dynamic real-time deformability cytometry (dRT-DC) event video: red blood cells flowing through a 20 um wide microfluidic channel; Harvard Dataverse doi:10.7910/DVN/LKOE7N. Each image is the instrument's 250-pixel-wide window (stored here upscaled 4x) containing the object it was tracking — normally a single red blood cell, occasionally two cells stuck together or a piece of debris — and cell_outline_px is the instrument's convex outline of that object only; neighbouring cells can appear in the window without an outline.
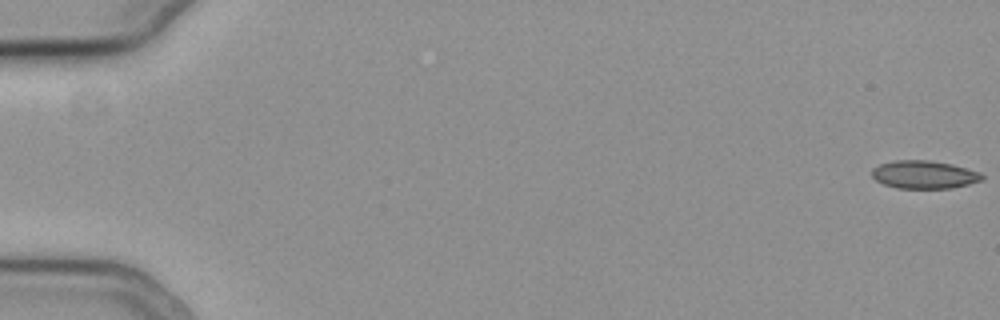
{"species": "common noctule bat (a hibernating species)", "species_latin": "Nyctalus noctula", "temperature_condition": "cold", "stored_images_in_passage": 18, "camera_frame_rate_fps": 3000, "um_per_image_px": 0.085, "animal": {"sex": "female", "body_mass_g": 19.3, "forearm_length_mm": 54.1}, "frame": {"image": 1, "passage_image": 1, "time_ms": 0.0, "image_size_px": [1000, 320], "cell_outline_px": [[984, 180], [952, 188], [896, 188], [884, 184], [876, 180], [872, 176], [872, 168], [880, 164], [896, 160], [928, 160], [952, 164], [980, 172], [984, 176]], "centroid_in_image_um": [78.56, 14.84], "position_along_channel_um": 6.4, "area_um2": 17.98}}